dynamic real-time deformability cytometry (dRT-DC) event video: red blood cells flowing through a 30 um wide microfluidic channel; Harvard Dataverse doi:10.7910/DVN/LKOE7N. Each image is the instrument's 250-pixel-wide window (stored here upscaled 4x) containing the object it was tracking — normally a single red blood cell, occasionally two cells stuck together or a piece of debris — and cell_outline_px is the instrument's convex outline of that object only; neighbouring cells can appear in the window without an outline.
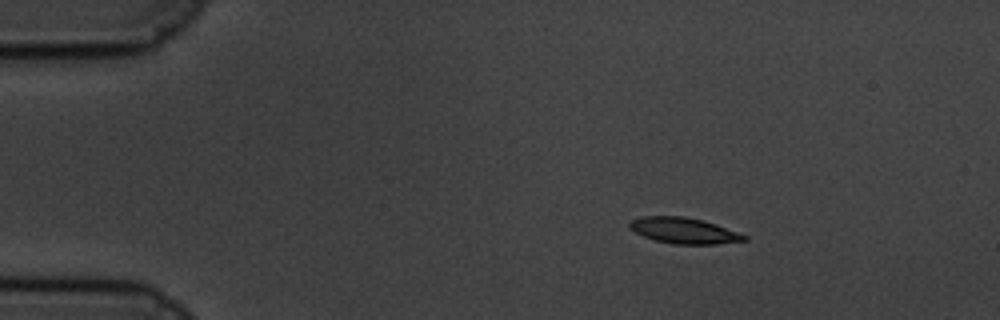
{"species": "common noctule bat (a hibernating species)", "species_latin": "Nyctalus noctula", "temperature_condition": "cold", "stored_images_in_passage": 51, "camera_frame_rate_fps": 3000, "um_per_image_px": 0.085, "animal": {"sex": "male", "body_mass_g": 19.5, "forearm_length_mm": 54.6}, "frame": {"image": 1, "passage_image": 1, "time_ms": 0.0, "image_size_px": [1000, 320], "cell_outline_px": [[748, 240], [716, 244], [672, 244], [656, 240], [644, 236], [628, 228], [628, 224], [632, 220], [644, 216], [684, 216], [716, 224], [748, 236]], "centroid_in_image_um": [58.13, 19.6], "position_along_channel_um": 26.9, "area_um2": 17.17}}
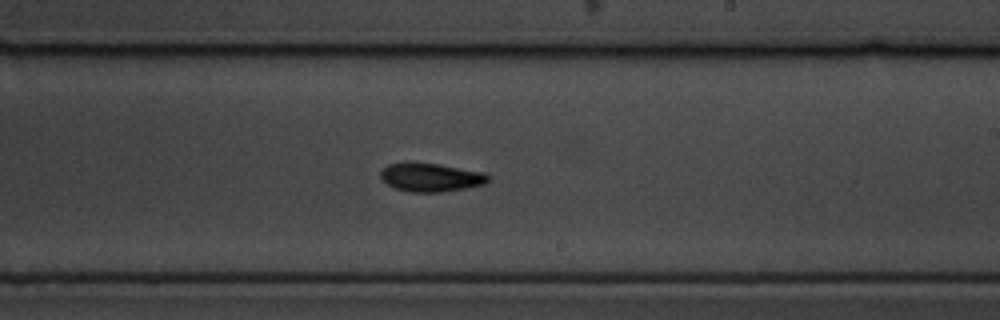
{"frame": {"image": 2, "passage_image": 27, "time_ms": 8.667, "image_size_px": [1000, 320], "cell_outline_px": [[488, 180], [484, 184], [464, 188], [440, 192], [408, 192], [396, 188], [380, 180], [380, 172], [388, 164], [440, 164], [484, 172], [488, 176]], "centroid_in_image_um": [36.61, 15.09], "position_along_channel_um": 252.4, "area_um2": 17.46}}
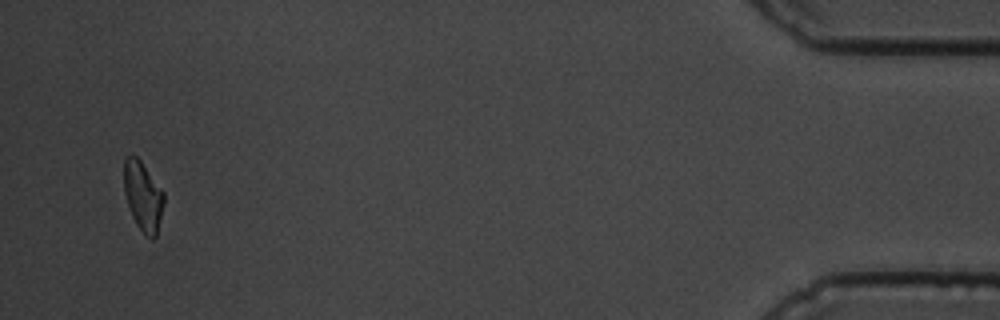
{"frame": {"image": 3, "passage_image": 49, "time_ms": 16.0, "image_size_px": [1000, 320], "cell_outline_px": [[164, 204], [156, 236], [152, 240], [144, 236], [136, 224], [132, 216], [124, 192], [124, 160], [128, 156], [136, 156], [140, 160], [164, 192]], "centroid_in_image_um": [12.16, 16.72], "position_along_channel_um": 423.0, "area_um2": 16.13}, "authors_computed_cell_mechanics": {"area_um2": 17.4556, "velocity_mm_per_s": 3.3756, "shape_relaxation_time_tau1_ms": 3.2736, "shape_relaxation_time_tau2_ms": null, "deformation_change_tau1": 0.1398, "deformation_change_tau2": null}}